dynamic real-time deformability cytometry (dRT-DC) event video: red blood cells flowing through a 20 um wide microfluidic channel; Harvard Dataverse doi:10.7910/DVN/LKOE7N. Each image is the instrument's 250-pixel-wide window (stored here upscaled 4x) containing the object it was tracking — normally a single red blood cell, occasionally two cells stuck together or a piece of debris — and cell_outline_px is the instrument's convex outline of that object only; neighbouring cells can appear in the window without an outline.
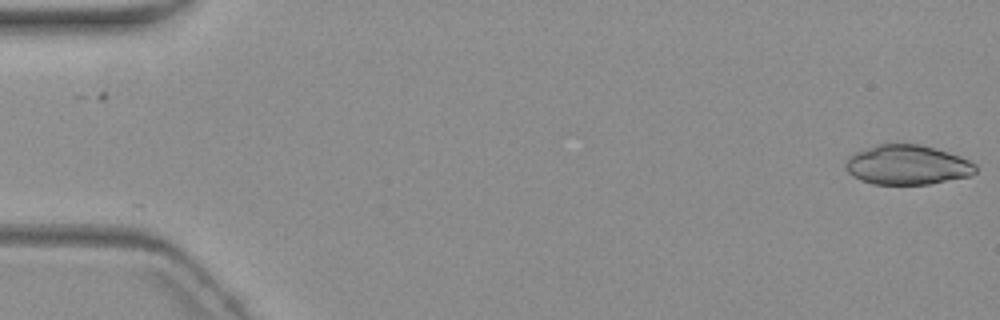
{"species": "common noctule bat (a hibernating species)", "species_latin": "Nyctalus noctula", "temperature_condition": "warm", "stored_images_in_passage": 5, "segment_of_instrument_passage": [2, 2], "camera_frame_rate_fps": 3000, "um_per_image_px": 0.085, "animal": {"sex": "female", "body_mass_g": 19.3, "forearm_length_mm": 54.1}, "frame": {"image": 1, "passage_image": 5, "time_ms": 4.667, "image_size_px": [1000, 320], "cell_outline_px": [[976, 172], [968, 176], [928, 184], [872, 184], [860, 180], [852, 176], [844, 168], [844, 164], [848, 156], [856, 152], [876, 144], [920, 144], [936, 148], [960, 156], [976, 164]], "centroid_in_image_um": [77.08, 14.01], "position_along_channel_um": 7.9, "area_um2": 30.11}}